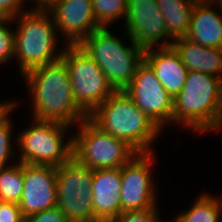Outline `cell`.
I'll return each mask as SVG.
<instances>
[{
  "label": "cell",
  "instance_id": "1",
  "mask_svg": "<svg viewBox=\"0 0 222 222\" xmlns=\"http://www.w3.org/2000/svg\"><path fill=\"white\" fill-rule=\"evenodd\" d=\"M21 78L27 88L32 118L73 128L88 118L74 100L70 74L62 58L32 69Z\"/></svg>",
  "mask_w": 222,
  "mask_h": 222
},
{
  "label": "cell",
  "instance_id": "2",
  "mask_svg": "<svg viewBox=\"0 0 222 222\" xmlns=\"http://www.w3.org/2000/svg\"><path fill=\"white\" fill-rule=\"evenodd\" d=\"M173 125L202 135L222 132V78L188 71L173 101Z\"/></svg>",
  "mask_w": 222,
  "mask_h": 222
},
{
  "label": "cell",
  "instance_id": "3",
  "mask_svg": "<svg viewBox=\"0 0 222 222\" xmlns=\"http://www.w3.org/2000/svg\"><path fill=\"white\" fill-rule=\"evenodd\" d=\"M88 119L104 132L124 140L137 153L154 152L153 146L164 134L124 91H115Z\"/></svg>",
  "mask_w": 222,
  "mask_h": 222
},
{
  "label": "cell",
  "instance_id": "4",
  "mask_svg": "<svg viewBox=\"0 0 222 222\" xmlns=\"http://www.w3.org/2000/svg\"><path fill=\"white\" fill-rule=\"evenodd\" d=\"M12 20L16 25L14 63L18 61L21 77L62 58L66 44L59 40L53 16L47 9H29Z\"/></svg>",
  "mask_w": 222,
  "mask_h": 222
},
{
  "label": "cell",
  "instance_id": "5",
  "mask_svg": "<svg viewBox=\"0 0 222 222\" xmlns=\"http://www.w3.org/2000/svg\"><path fill=\"white\" fill-rule=\"evenodd\" d=\"M113 31L111 27H101L93 31L79 46L96 62L113 89L124 91L143 61L144 50L125 31L121 39Z\"/></svg>",
  "mask_w": 222,
  "mask_h": 222
},
{
  "label": "cell",
  "instance_id": "6",
  "mask_svg": "<svg viewBox=\"0 0 222 222\" xmlns=\"http://www.w3.org/2000/svg\"><path fill=\"white\" fill-rule=\"evenodd\" d=\"M30 122L17 133L18 162L58 167L72 158L73 127L32 117Z\"/></svg>",
  "mask_w": 222,
  "mask_h": 222
},
{
  "label": "cell",
  "instance_id": "7",
  "mask_svg": "<svg viewBox=\"0 0 222 222\" xmlns=\"http://www.w3.org/2000/svg\"><path fill=\"white\" fill-rule=\"evenodd\" d=\"M73 131L72 157L93 170L120 168L137 153L124 140L99 129L88 118Z\"/></svg>",
  "mask_w": 222,
  "mask_h": 222
},
{
  "label": "cell",
  "instance_id": "8",
  "mask_svg": "<svg viewBox=\"0 0 222 222\" xmlns=\"http://www.w3.org/2000/svg\"><path fill=\"white\" fill-rule=\"evenodd\" d=\"M62 59L70 74L74 100L89 116L115 90L96 62L79 45H66Z\"/></svg>",
  "mask_w": 222,
  "mask_h": 222
},
{
  "label": "cell",
  "instance_id": "9",
  "mask_svg": "<svg viewBox=\"0 0 222 222\" xmlns=\"http://www.w3.org/2000/svg\"><path fill=\"white\" fill-rule=\"evenodd\" d=\"M93 169L73 157L56 167L57 207L68 222L95 218L92 198Z\"/></svg>",
  "mask_w": 222,
  "mask_h": 222
},
{
  "label": "cell",
  "instance_id": "10",
  "mask_svg": "<svg viewBox=\"0 0 222 222\" xmlns=\"http://www.w3.org/2000/svg\"><path fill=\"white\" fill-rule=\"evenodd\" d=\"M136 153L121 167V213L160 207L159 184L154 181L157 153Z\"/></svg>",
  "mask_w": 222,
  "mask_h": 222
},
{
  "label": "cell",
  "instance_id": "11",
  "mask_svg": "<svg viewBox=\"0 0 222 222\" xmlns=\"http://www.w3.org/2000/svg\"><path fill=\"white\" fill-rule=\"evenodd\" d=\"M124 92L163 131L172 125L174 99L143 60Z\"/></svg>",
  "mask_w": 222,
  "mask_h": 222
},
{
  "label": "cell",
  "instance_id": "12",
  "mask_svg": "<svg viewBox=\"0 0 222 222\" xmlns=\"http://www.w3.org/2000/svg\"><path fill=\"white\" fill-rule=\"evenodd\" d=\"M124 31L143 50L172 46L157 0H128Z\"/></svg>",
  "mask_w": 222,
  "mask_h": 222
},
{
  "label": "cell",
  "instance_id": "13",
  "mask_svg": "<svg viewBox=\"0 0 222 222\" xmlns=\"http://www.w3.org/2000/svg\"><path fill=\"white\" fill-rule=\"evenodd\" d=\"M47 10L66 45H79L101 28L96 22L92 0H57Z\"/></svg>",
  "mask_w": 222,
  "mask_h": 222
},
{
  "label": "cell",
  "instance_id": "14",
  "mask_svg": "<svg viewBox=\"0 0 222 222\" xmlns=\"http://www.w3.org/2000/svg\"><path fill=\"white\" fill-rule=\"evenodd\" d=\"M23 181L18 203L23 217L57 206L56 167L23 163Z\"/></svg>",
  "mask_w": 222,
  "mask_h": 222
},
{
  "label": "cell",
  "instance_id": "15",
  "mask_svg": "<svg viewBox=\"0 0 222 222\" xmlns=\"http://www.w3.org/2000/svg\"><path fill=\"white\" fill-rule=\"evenodd\" d=\"M143 60L152 68L155 76L174 99L182 90L188 69L173 46L144 50Z\"/></svg>",
  "mask_w": 222,
  "mask_h": 222
},
{
  "label": "cell",
  "instance_id": "16",
  "mask_svg": "<svg viewBox=\"0 0 222 222\" xmlns=\"http://www.w3.org/2000/svg\"><path fill=\"white\" fill-rule=\"evenodd\" d=\"M95 217L115 219L121 214V167L93 170Z\"/></svg>",
  "mask_w": 222,
  "mask_h": 222
},
{
  "label": "cell",
  "instance_id": "17",
  "mask_svg": "<svg viewBox=\"0 0 222 222\" xmlns=\"http://www.w3.org/2000/svg\"><path fill=\"white\" fill-rule=\"evenodd\" d=\"M185 38L222 49V12L210 0L196 2Z\"/></svg>",
  "mask_w": 222,
  "mask_h": 222
},
{
  "label": "cell",
  "instance_id": "18",
  "mask_svg": "<svg viewBox=\"0 0 222 222\" xmlns=\"http://www.w3.org/2000/svg\"><path fill=\"white\" fill-rule=\"evenodd\" d=\"M172 46L188 71L203 72L222 78V49L208 48L185 37L175 39Z\"/></svg>",
  "mask_w": 222,
  "mask_h": 222
},
{
  "label": "cell",
  "instance_id": "19",
  "mask_svg": "<svg viewBox=\"0 0 222 222\" xmlns=\"http://www.w3.org/2000/svg\"><path fill=\"white\" fill-rule=\"evenodd\" d=\"M168 30V35L173 39L185 37L191 15L196 2L192 0H157Z\"/></svg>",
  "mask_w": 222,
  "mask_h": 222
},
{
  "label": "cell",
  "instance_id": "20",
  "mask_svg": "<svg viewBox=\"0 0 222 222\" xmlns=\"http://www.w3.org/2000/svg\"><path fill=\"white\" fill-rule=\"evenodd\" d=\"M200 194L187 210L174 217L173 222H222V196L208 192Z\"/></svg>",
  "mask_w": 222,
  "mask_h": 222
},
{
  "label": "cell",
  "instance_id": "21",
  "mask_svg": "<svg viewBox=\"0 0 222 222\" xmlns=\"http://www.w3.org/2000/svg\"><path fill=\"white\" fill-rule=\"evenodd\" d=\"M20 101L13 99V105L10 106L0 116V168L8 167L18 161L17 159V134L15 135V123L13 125V116H11L20 106ZM12 113V114H11ZM15 139H14V138ZM16 148H15V147ZM16 158V159H15ZM14 159V160H13ZM13 161V162H12ZM11 162V163H10Z\"/></svg>",
  "mask_w": 222,
  "mask_h": 222
},
{
  "label": "cell",
  "instance_id": "22",
  "mask_svg": "<svg viewBox=\"0 0 222 222\" xmlns=\"http://www.w3.org/2000/svg\"><path fill=\"white\" fill-rule=\"evenodd\" d=\"M24 188L23 163L0 168V201L19 203Z\"/></svg>",
  "mask_w": 222,
  "mask_h": 222
},
{
  "label": "cell",
  "instance_id": "23",
  "mask_svg": "<svg viewBox=\"0 0 222 222\" xmlns=\"http://www.w3.org/2000/svg\"><path fill=\"white\" fill-rule=\"evenodd\" d=\"M128 0H92L96 22L100 27H111L125 20Z\"/></svg>",
  "mask_w": 222,
  "mask_h": 222
},
{
  "label": "cell",
  "instance_id": "24",
  "mask_svg": "<svg viewBox=\"0 0 222 222\" xmlns=\"http://www.w3.org/2000/svg\"><path fill=\"white\" fill-rule=\"evenodd\" d=\"M12 26V29H11ZM15 31L11 18L0 17V67L14 60ZM2 65V66H1Z\"/></svg>",
  "mask_w": 222,
  "mask_h": 222
},
{
  "label": "cell",
  "instance_id": "25",
  "mask_svg": "<svg viewBox=\"0 0 222 222\" xmlns=\"http://www.w3.org/2000/svg\"><path fill=\"white\" fill-rule=\"evenodd\" d=\"M159 207H147L122 212L112 222H163Z\"/></svg>",
  "mask_w": 222,
  "mask_h": 222
},
{
  "label": "cell",
  "instance_id": "26",
  "mask_svg": "<svg viewBox=\"0 0 222 222\" xmlns=\"http://www.w3.org/2000/svg\"><path fill=\"white\" fill-rule=\"evenodd\" d=\"M26 3L28 4L27 0H0V17H17L31 9Z\"/></svg>",
  "mask_w": 222,
  "mask_h": 222
},
{
  "label": "cell",
  "instance_id": "27",
  "mask_svg": "<svg viewBox=\"0 0 222 222\" xmlns=\"http://www.w3.org/2000/svg\"><path fill=\"white\" fill-rule=\"evenodd\" d=\"M28 222H68L65 214L57 207H53L26 217Z\"/></svg>",
  "mask_w": 222,
  "mask_h": 222
},
{
  "label": "cell",
  "instance_id": "28",
  "mask_svg": "<svg viewBox=\"0 0 222 222\" xmlns=\"http://www.w3.org/2000/svg\"><path fill=\"white\" fill-rule=\"evenodd\" d=\"M23 218L19 205L0 201V222H19Z\"/></svg>",
  "mask_w": 222,
  "mask_h": 222
},
{
  "label": "cell",
  "instance_id": "29",
  "mask_svg": "<svg viewBox=\"0 0 222 222\" xmlns=\"http://www.w3.org/2000/svg\"><path fill=\"white\" fill-rule=\"evenodd\" d=\"M31 2L30 5L29 3ZM55 1L57 0H27L29 7H31V9H48Z\"/></svg>",
  "mask_w": 222,
  "mask_h": 222
},
{
  "label": "cell",
  "instance_id": "30",
  "mask_svg": "<svg viewBox=\"0 0 222 222\" xmlns=\"http://www.w3.org/2000/svg\"><path fill=\"white\" fill-rule=\"evenodd\" d=\"M12 105H13L12 98H11V100H9V99L2 100V101L0 100V116Z\"/></svg>",
  "mask_w": 222,
  "mask_h": 222
},
{
  "label": "cell",
  "instance_id": "31",
  "mask_svg": "<svg viewBox=\"0 0 222 222\" xmlns=\"http://www.w3.org/2000/svg\"><path fill=\"white\" fill-rule=\"evenodd\" d=\"M81 222H112V219L110 218H101V217H95L91 219H87Z\"/></svg>",
  "mask_w": 222,
  "mask_h": 222
},
{
  "label": "cell",
  "instance_id": "32",
  "mask_svg": "<svg viewBox=\"0 0 222 222\" xmlns=\"http://www.w3.org/2000/svg\"><path fill=\"white\" fill-rule=\"evenodd\" d=\"M222 12V0H210Z\"/></svg>",
  "mask_w": 222,
  "mask_h": 222
},
{
  "label": "cell",
  "instance_id": "33",
  "mask_svg": "<svg viewBox=\"0 0 222 222\" xmlns=\"http://www.w3.org/2000/svg\"><path fill=\"white\" fill-rule=\"evenodd\" d=\"M19 222H28L26 217H23Z\"/></svg>",
  "mask_w": 222,
  "mask_h": 222
},
{
  "label": "cell",
  "instance_id": "34",
  "mask_svg": "<svg viewBox=\"0 0 222 222\" xmlns=\"http://www.w3.org/2000/svg\"><path fill=\"white\" fill-rule=\"evenodd\" d=\"M194 2H201V1H205V0H192Z\"/></svg>",
  "mask_w": 222,
  "mask_h": 222
}]
</instances>
